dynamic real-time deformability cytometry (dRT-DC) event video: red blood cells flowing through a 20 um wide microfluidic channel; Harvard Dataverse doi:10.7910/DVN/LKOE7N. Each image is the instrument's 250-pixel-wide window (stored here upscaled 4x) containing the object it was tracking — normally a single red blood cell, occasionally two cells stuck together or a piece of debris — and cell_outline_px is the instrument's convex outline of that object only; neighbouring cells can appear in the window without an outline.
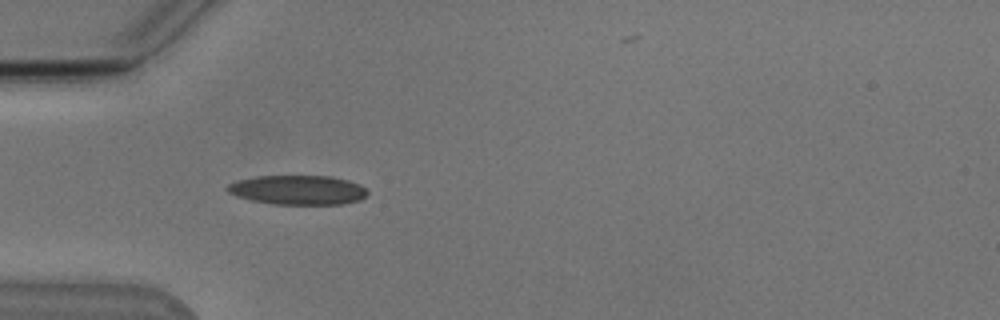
{"species": "Egyptian fruit bat (a non-hibernating species)", "species_latin": "Rousettus aegyptiacus", "temperature_condition": "cold", "stored_images_in_passage": 41, "camera_frame_rate_fps": 3000, "um_per_image_px": 0.085, "animal": {"sex": "male"}, "frame": {"image": 1, "passage_image": 4, "time_ms": 1.0, "image_size_px": [1000, 320], "cell_outline_px": [[368, 192], [360, 200], [344, 204], [272, 204], [252, 200], [236, 196], [228, 192], [224, 188], [228, 184], [236, 180], [256, 176], [328, 176], [348, 180], [360, 184]], "centroid_in_image_um": [25.28, 16.14], "position_along_channel_um": 59.7, "area_um2": 24.04}}
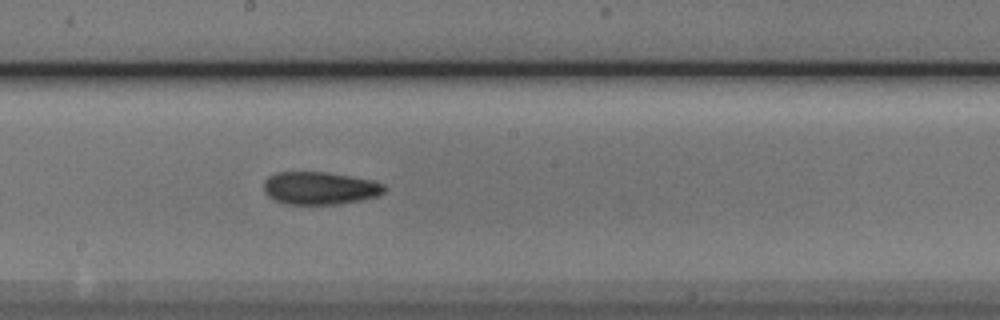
{"frame": {"image": 2, "passage_image": 17, "time_ms": 5.333, "image_size_px": [1000, 320], "cell_outline_px": [[384, 192], [380, 196], [360, 200], [336, 204], [284, 204], [268, 196], [264, 192], [264, 180], [268, 176], [276, 172], [324, 172], [348, 176], [368, 180], [384, 184]], "centroid_in_image_um": [27.14, 16.0], "position_along_channel_um": 221.1, "area_um2": 22.83}}
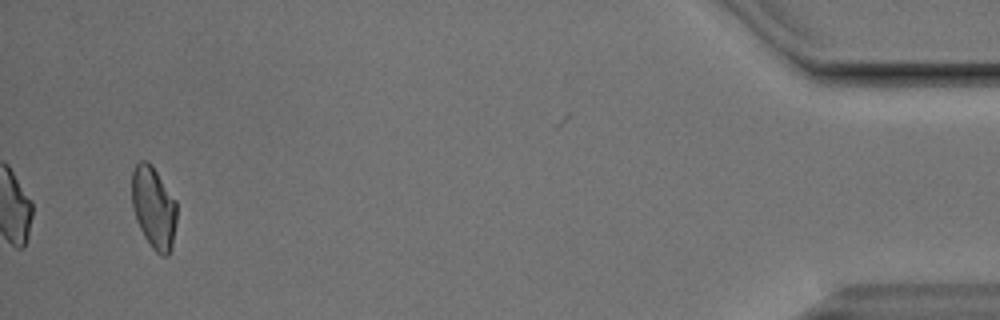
{"frame": {"image": 3, "passage_image": 39, "time_ms": 12.667, "image_size_px": [1000, 320], "cell_outline_px": [[176, 224], [172, 248], [168, 256], [160, 256], [152, 248], [144, 236], [136, 220], [132, 208], [132, 172], [136, 164], [140, 160], [148, 160], [152, 164], [176, 200]], "centroid_in_image_um": [13.07, 17.64], "position_along_channel_um": 422.1, "area_um2": 21.79}, "authors_computed_cell_mechanics": {"area_um2": 22.6576, "velocity_mm_per_s": 3.8283, "shape_relaxation_time_tau1_ms": 11.0363, "shape_relaxation_time_tau2_ms": 4.7113, "deformation_change_tau1": 0.2103, "deformation_change_tau2": 0.1182}}